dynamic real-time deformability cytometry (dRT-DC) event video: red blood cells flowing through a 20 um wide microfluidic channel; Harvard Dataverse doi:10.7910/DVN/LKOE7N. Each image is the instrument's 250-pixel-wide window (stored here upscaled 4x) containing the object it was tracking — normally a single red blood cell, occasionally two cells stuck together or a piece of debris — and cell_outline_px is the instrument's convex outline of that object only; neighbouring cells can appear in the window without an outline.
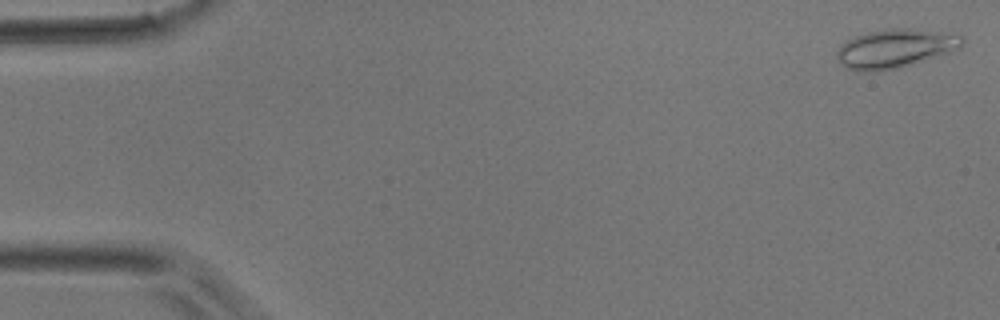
{"species": "common noctule bat (a hibernating species)", "species_latin": "Nyctalus noctula", "temperature_condition": "room temperature", "stored_images_in_passage": 9, "camera_frame_rate_fps": 3000, "um_per_image_px": 0.085, "animal": {"sex": "male", "body_mass_g": 17.9}, "frame": {"image": 1, "passage_image": 1, "time_ms": 0.0, "image_size_px": [1000, 320], "cell_outline_px": [[964, 40], [960, 48], [900, 68], [880, 72], [860, 72], [844, 68], [840, 64], [836, 56], [836, 52], [840, 44], [856, 36], [868, 32], [892, 28], [908, 28], [964, 36]], "centroid_in_image_um": [76.0, 4.15], "position_along_channel_um": 9.0, "area_um2": 28.32}}